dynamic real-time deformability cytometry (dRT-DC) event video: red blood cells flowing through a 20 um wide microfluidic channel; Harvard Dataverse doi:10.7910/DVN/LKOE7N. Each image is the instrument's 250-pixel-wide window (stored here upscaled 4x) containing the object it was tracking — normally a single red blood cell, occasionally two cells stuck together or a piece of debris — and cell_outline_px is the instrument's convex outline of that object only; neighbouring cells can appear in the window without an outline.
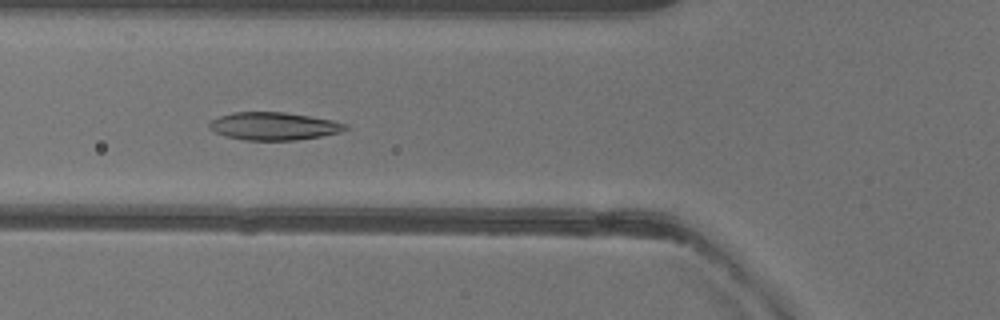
{"species": "common noctule bat (a hibernating species)", "species_latin": "Nyctalus noctula", "temperature_condition": "warm", "stored_images_in_passage": 34, "camera_frame_rate_fps": 3000, "um_per_image_px": 0.085, "animal": {"sex": "female"}, "frame": {"image": 1, "passage_image": 9, "time_ms": 2.667, "image_size_px": [1000, 320], "cell_outline_px": [[348, 128], [340, 132], [320, 136], [296, 140], [244, 140], [228, 136], [216, 132], [208, 128], [208, 124], [212, 120], [220, 116], [232, 112], [284, 112], [332, 120], [348, 124]], "centroid_in_image_um": [23.27, 10.72], "position_along_channel_um": 102.5, "area_um2": 21.85}}
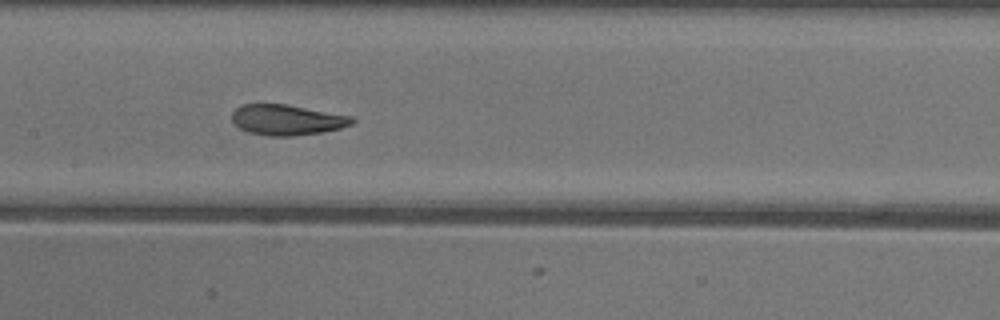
{"frame": {"image": 2, "passage_image": 15, "time_ms": 4.667, "image_size_px": [1000, 320], "cell_outline_px": [[356, 120], [352, 124], [340, 128], [320, 132], [296, 136], [268, 136], [248, 132], [240, 128], [232, 120], [232, 112], [240, 104], [288, 104], [352, 116]], "centroid_in_image_um": [24.39, 10.18], "position_along_channel_um": 183.0, "area_um2": 21.44}}
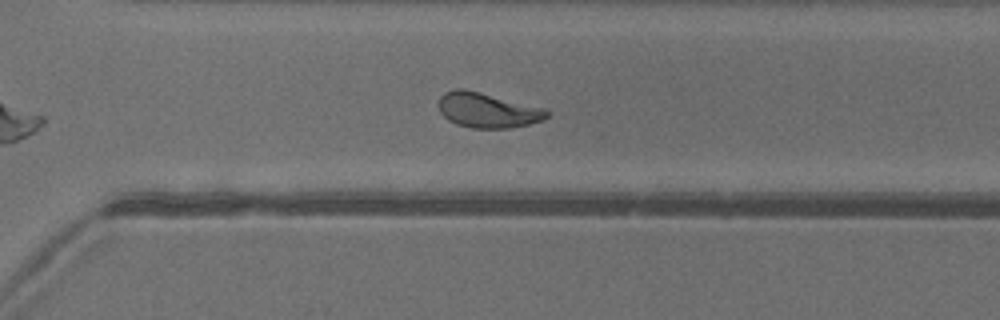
{"frame": {"image": 3, "passage_image": 26, "time_ms": 8.333, "image_size_px": [1000, 320], "cell_outline_px": [[552, 112], [544, 120], [528, 124], [508, 128], [472, 128], [456, 124], [448, 120], [440, 112], [436, 104], [440, 96], [444, 92], [456, 88], [464, 88], [548, 108]], "centroid_in_image_um": [41.45, 9.35], "position_along_channel_um": 329.1, "area_um2": 22.6}, "authors_computed_cell_mechanics": {"area_um2": 22.3108, "velocity_mm_per_s": 4.0047, "shape_relaxation_time_tau1_ms": 4.0595, "shape_relaxation_time_tau2_ms": 1.3103, "deformation_change_tau1": 0.1653, "deformation_change_tau2": 0.0746}}